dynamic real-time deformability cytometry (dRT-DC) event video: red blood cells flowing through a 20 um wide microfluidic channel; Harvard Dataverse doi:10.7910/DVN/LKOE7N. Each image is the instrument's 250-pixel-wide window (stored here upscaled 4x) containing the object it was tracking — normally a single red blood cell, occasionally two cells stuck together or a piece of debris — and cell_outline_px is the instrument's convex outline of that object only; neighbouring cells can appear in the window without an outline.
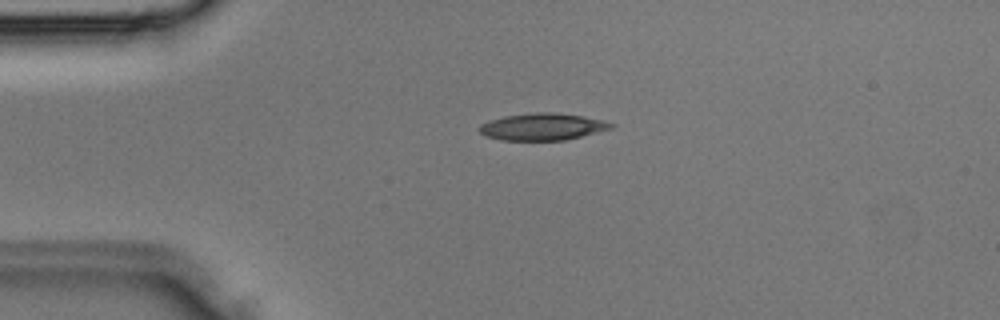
{"species": "Egyptian fruit bat (a non-hibernating species)", "species_latin": "Rousettus aegyptiacus", "temperature_condition": "room temperature", "stored_images_in_passage": 28, "camera_frame_rate_fps": 3000, "um_per_image_px": 0.085, "animal": {"sex": "male"}, "frame": {"image": 1, "passage_image": 1, "time_ms": 0.0, "image_size_px": [1000, 320], "cell_outline_px": [[616, 124], [612, 128], [564, 140], [500, 140], [484, 136], [480, 132], [480, 124], [488, 120], [504, 116], [536, 112], [552, 112], [580, 116], [604, 120]], "centroid_in_image_um": [46.07, 10.77], "position_along_channel_um": 38.9, "area_um2": 20.58}}
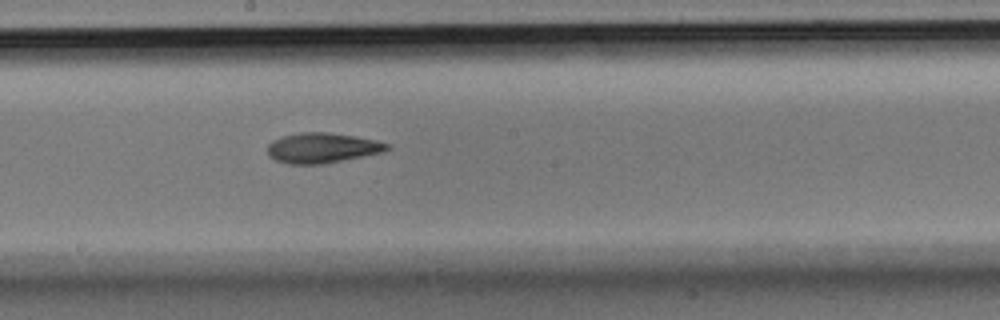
{"frame": {"image": 2, "passage_image": 12, "time_ms": 3.667, "image_size_px": [1000, 320], "cell_outline_px": [[392, 148], [384, 152], [324, 164], [288, 164], [276, 160], [268, 156], [268, 144], [272, 140], [280, 136], [300, 132], [328, 132], [376, 140], [392, 144]], "centroid_in_image_um": [27.4, 12.57], "position_along_channel_um": 220.8, "area_um2": 21.27}}
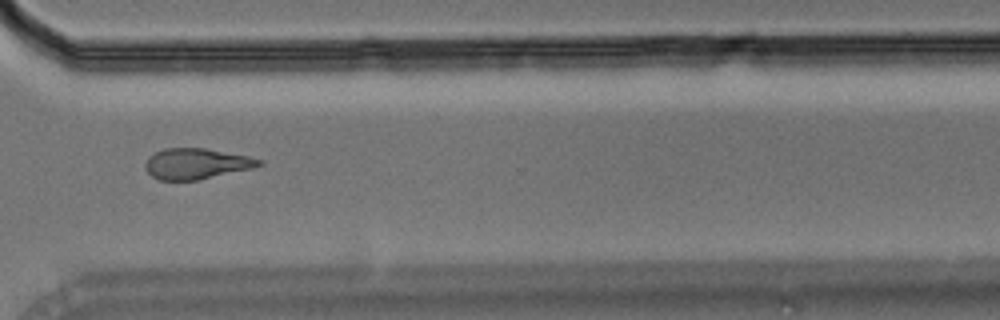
{"frame": {"image": 3, "passage_image": 19, "time_ms": 6.0, "image_size_px": [1000, 320], "cell_outline_px": [[264, 164], [252, 168], [196, 180], [160, 180], [152, 176], [144, 168], [144, 164], [148, 156], [164, 148], [204, 148], [248, 156], [264, 160]], "centroid_in_image_um": [16.67, 13.91], "position_along_channel_um": 353.9, "area_um2": 20.29}}